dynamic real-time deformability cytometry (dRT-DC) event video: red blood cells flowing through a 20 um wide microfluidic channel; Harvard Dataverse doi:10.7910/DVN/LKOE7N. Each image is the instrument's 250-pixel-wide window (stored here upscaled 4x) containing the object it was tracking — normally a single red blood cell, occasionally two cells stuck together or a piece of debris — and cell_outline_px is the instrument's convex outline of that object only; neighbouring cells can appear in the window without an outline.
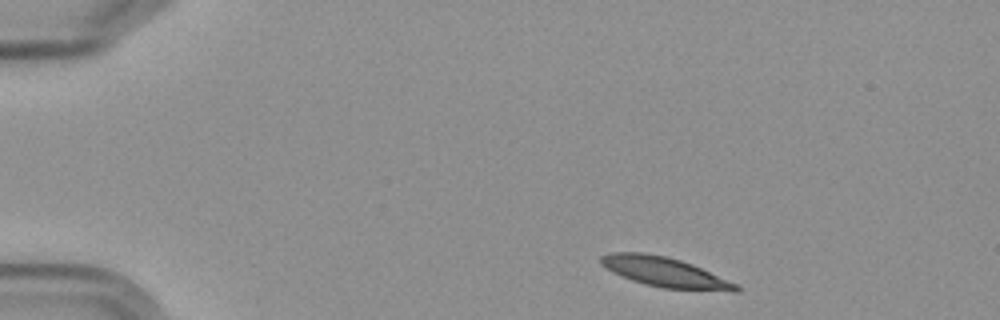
{"species": "Egyptian fruit bat (a non-hibernating species)", "species_latin": "Rousettus aegyptiacus", "temperature_condition": "cold", "stored_images_in_passage": 6, "camera_frame_rate_fps": 3000, "um_per_image_px": 0.085, "frame": {"image": 1, "passage_image": 1, "time_ms": 0.0, "image_size_px": [1000, 320], "cell_outline_px": [[740, 292], [732, 292], [660, 288], [644, 284], [632, 280], [612, 272], [600, 264], [600, 256], [612, 252], [644, 252], [668, 256], [692, 264], [736, 284], [740, 288]], "centroid_in_image_um": [56.49, 23.14], "position_along_channel_um": 28.5, "area_um2": 23.58}}
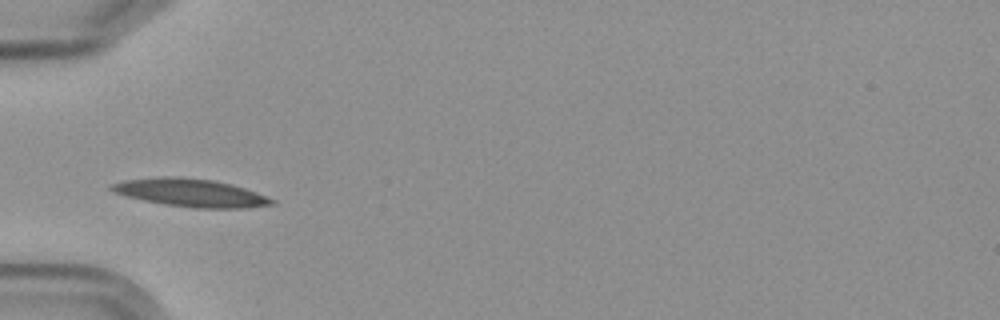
{"frame": {"image": 2, "passage_image": 4, "time_ms": 3.333, "image_size_px": [1000, 320], "cell_outline_px": [[276, 204], [244, 208], [192, 208], [164, 204], [124, 196], [112, 192], [108, 188], [108, 184], [124, 180], [156, 176], [180, 176], [212, 180], [232, 184], [256, 192], [276, 200]], "centroid_in_image_um": [16.15, 16.37], "position_along_channel_um": 68.9, "area_um2": 26.47}}
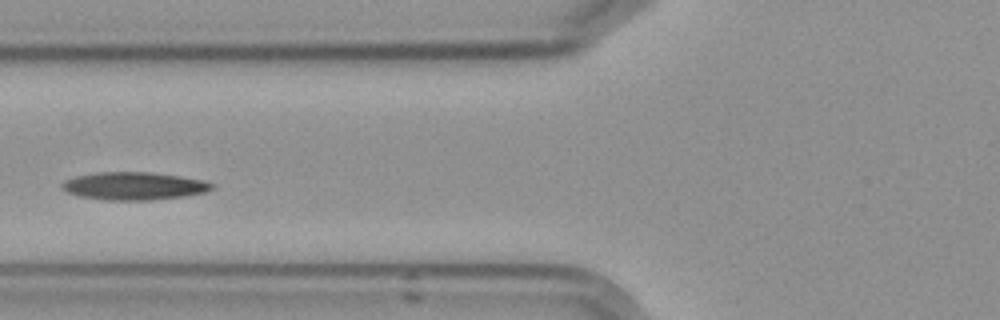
{"frame": {"image": 3, "passage_image": 5, "time_ms": 4.667, "image_size_px": [1000, 320], "cell_outline_px": [[216, 188], [208, 192], [184, 196], [148, 200], [108, 200], [80, 196], [68, 192], [60, 188], [60, 184], [64, 180], [76, 176], [96, 172], [148, 172], [180, 176], [204, 180], [216, 184]], "centroid_in_image_um": [11.43, 15.8], "position_along_channel_um": 114.4, "area_um2": 24.45}}